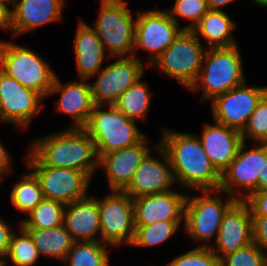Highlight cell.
Returning a JSON list of instances; mask_svg holds the SVG:
<instances>
[{"label":"cell","mask_w":267,"mask_h":266,"mask_svg":"<svg viewBox=\"0 0 267 266\" xmlns=\"http://www.w3.org/2000/svg\"><path fill=\"white\" fill-rule=\"evenodd\" d=\"M29 151L44 166L80 170L91 178L98 168L95 143L83 128H68L37 138Z\"/></svg>","instance_id":"obj_2"},{"label":"cell","mask_w":267,"mask_h":266,"mask_svg":"<svg viewBox=\"0 0 267 266\" xmlns=\"http://www.w3.org/2000/svg\"><path fill=\"white\" fill-rule=\"evenodd\" d=\"M236 23L223 10H209L192 29L197 38L203 37L208 48L231 47L237 40L231 34Z\"/></svg>","instance_id":"obj_25"},{"label":"cell","mask_w":267,"mask_h":266,"mask_svg":"<svg viewBox=\"0 0 267 266\" xmlns=\"http://www.w3.org/2000/svg\"><path fill=\"white\" fill-rule=\"evenodd\" d=\"M166 266H220V260L210 247H194L175 257Z\"/></svg>","instance_id":"obj_36"},{"label":"cell","mask_w":267,"mask_h":266,"mask_svg":"<svg viewBox=\"0 0 267 266\" xmlns=\"http://www.w3.org/2000/svg\"><path fill=\"white\" fill-rule=\"evenodd\" d=\"M27 168L37 177L43 197L65 205L87 197L91 177L80 170L44 166L29 150Z\"/></svg>","instance_id":"obj_9"},{"label":"cell","mask_w":267,"mask_h":266,"mask_svg":"<svg viewBox=\"0 0 267 266\" xmlns=\"http://www.w3.org/2000/svg\"><path fill=\"white\" fill-rule=\"evenodd\" d=\"M19 232L13 233L7 255L3 258L2 264L7 266L8 260L12 266H35L38 258L41 257L34 245L30 234L20 225ZM8 259V260H6Z\"/></svg>","instance_id":"obj_31"},{"label":"cell","mask_w":267,"mask_h":266,"mask_svg":"<svg viewBox=\"0 0 267 266\" xmlns=\"http://www.w3.org/2000/svg\"><path fill=\"white\" fill-rule=\"evenodd\" d=\"M98 209L100 242L112 248L123 243L131 245L135 233L133 198L123 191L111 190L98 199Z\"/></svg>","instance_id":"obj_10"},{"label":"cell","mask_w":267,"mask_h":266,"mask_svg":"<svg viewBox=\"0 0 267 266\" xmlns=\"http://www.w3.org/2000/svg\"><path fill=\"white\" fill-rule=\"evenodd\" d=\"M267 254L254 242L225 255L220 266H265Z\"/></svg>","instance_id":"obj_35"},{"label":"cell","mask_w":267,"mask_h":266,"mask_svg":"<svg viewBox=\"0 0 267 266\" xmlns=\"http://www.w3.org/2000/svg\"><path fill=\"white\" fill-rule=\"evenodd\" d=\"M212 165L222 174L236 158L243 140L241 132L214 121L205 123L198 135Z\"/></svg>","instance_id":"obj_21"},{"label":"cell","mask_w":267,"mask_h":266,"mask_svg":"<svg viewBox=\"0 0 267 266\" xmlns=\"http://www.w3.org/2000/svg\"><path fill=\"white\" fill-rule=\"evenodd\" d=\"M86 81L80 79L62 84L56 74L49 91L48 96L60 93L56 111L73 116V124L69 128H84L95 106L91 84Z\"/></svg>","instance_id":"obj_19"},{"label":"cell","mask_w":267,"mask_h":266,"mask_svg":"<svg viewBox=\"0 0 267 266\" xmlns=\"http://www.w3.org/2000/svg\"><path fill=\"white\" fill-rule=\"evenodd\" d=\"M33 239L40 256L55 258L63 262L75 243L64 225L50 229H25Z\"/></svg>","instance_id":"obj_26"},{"label":"cell","mask_w":267,"mask_h":266,"mask_svg":"<svg viewBox=\"0 0 267 266\" xmlns=\"http://www.w3.org/2000/svg\"><path fill=\"white\" fill-rule=\"evenodd\" d=\"M267 190V143H265V160L263 161V172L258 177V191Z\"/></svg>","instance_id":"obj_42"},{"label":"cell","mask_w":267,"mask_h":266,"mask_svg":"<svg viewBox=\"0 0 267 266\" xmlns=\"http://www.w3.org/2000/svg\"><path fill=\"white\" fill-rule=\"evenodd\" d=\"M158 144L165 150L175 182L181 189L217 190L221 174L212 165L198 135L162 128Z\"/></svg>","instance_id":"obj_1"},{"label":"cell","mask_w":267,"mask_h":266,"mask_svg":"<svg viewBox=\"0 0 267 266\" xmlns=\"http://www.w3.org/2000/svg\"><path fill=\"white\" fill-rule=\"evenodd\" d=\"M206 50L192 30H182L151 66L190 89L198 78Z\"/></svg>","instance_id":"obj_8"},{"label":"cell","mask_w":267,"mask_h":266,"mask_svg":"<svg viewBox=\"0 0 267 266\" xmlns=\"http://www.w3.org/2000/svg\"><path fill=\"white\" fill-rule=\"evenodd\" d=\"M77 26L73 41L77 72L80 79L88 80L102 70L103 61L110 56L89 24L80 20Z\"/></svg>","instance_id":"obj_24"},{"label":"cell","mask_w":267,"mask_h":266,"mask_svg":"<svg viewBox=\"0 0 267 266\" xmlns=\"http://www.w3.org/2000/svg\"><path fill=\"white\" fill-rule=\"evenodd\" d=\"M136 18L134 55L136 49L148 51V64L151 66L183 29L169 16L166 9L138 11Z\"/></svg>","instance_id":"obj_12"},{"label":"cell","mask_w":267,"mask_h":266,"mask_svg":"<svg viewBox=\"0 0 267 266\" xmlns=\"http://www.w3.org/2000/svg\"><path fill=\"white\" fill-rule=\"evenodd\" d=\"M136 122L113 105H95L83 129L95 143L98 156H103L135 145L145 137Z\"/></svg>","instance_id":"obj_4"},{"label":"cell","mask_w":267,"mask_h":266,"mask_svg":"<svg viewBox=\"0 0 267 266\" xmlns=\"http://www.w3.org/2000/svg\"><path fill=\"white\" fill-rule=\"evenodd\" d=\"M63 225L75 241H100L98 198L87 196L67 204Z\"/></svg>","instance_id":"obj_23"},{"label":"cell","mask_w":267,"mask_h":266,"mask_svg":"<svg viewBox=\"0 0 267 266\" xmlns=\"http://www.w3.org/2000/svg\"><path fill=\"white\" fill-rule=\"evenodd\" d=\"M44 97L22 86L0 69V119L3 122L28 129L33 117L40 111Z\"/></svg>","instance_id":"obj_15"},{"label":"cell","mask_w":267,"mask_h":266,"mask_svg":"<svg viewBox=\"0 0 267 266\" xmlns=\"http://www.w3.org/2000/svg\"><path fill=\"white\" fill-rule=\"evenodd\" d=\"M16 0H0L1 3L5 4L6 6H9L10 4L14 6Z\"/></svg>","instance_id":"obj_45"},{"label":"cell","mask_w":267,"mask_h":266,"mask_svg":"<svg viewBox=\"0 0 267 266\" xmlns=\"http://www.w3.org/2000/svg\"><path fill=\"white\" fill-rule=\"evenodd\" d=\"M144 65L139 57H118L117 61L100 70L91 92L95 105H113L119 96L144 74Z\"/></svg>","instance_id":"obj_13"},{"label":"cell","mask_w":267,"mask_h":266,"mask_svg":"<svg viewBox=\"0 0 267 266\" xmlns=\"http://www.w3.org/2000/svg\"><path fill=\"white\" fill-rule=\"evenodd\" d=\"M169 16L180 26L177 16L189 20L190 23L182 27L192 30L200 19L209 11L207 0H176L172 8L166 9Z\"/></svg>","instance_id":"obj_33"},{"label":"cell","mask_w":267,"mask_h":266,"mask_svg":"<svg viewBox=\"0 0 267 266\" xmlns=\"http://www.w3.org/2000/svg\"><path fill=\"white\" fill-rule=\"evenodd\" d=\"M0 69L22 86L47 97L56 76L55 71L31 48L0 42Z\"/></svg>","instance_id":"obj_7"},{"label":"cell","mask_w":267,"mask_h":266,"mask_svg":"<svg viewBox=\"0 0 267 266\" xmlns=\"http://www.w3.org/2000/svg\"><path fill=\"white\" fill-rule=\"evenodd\" d=\"M12 158L10 156V152L8 153L7 149L3 145L0 140V184L3 179H5V175L11 173L12 170Z\"/></svg>","instance_id":"obj_40"},{"label":"cell","mask_w":267,"mask_h":266,"mask_svg":"<svg viewBox=\"0 0 267 266\" xmlns=\"http://www.w3.org/2000/svg\"><path fill=\"white\" fill-rule=\"evenodd\" d=\"M65 0H16L11 9V32L13 36L47 23L62 20Z\"/></svg>","instance_id":"obj_22"},{"label":"cell","mask_w":267,"mask_h":266,"mask_svg":"<svg viewBox=\"0 0 267 266\" xmlns=\"http://www.w3.org/2000/svg\"><path fill=\"white\" fill-rule=\"evenodd\" d=\"M100 11L92 27L110 58L132 57L137 18L124 0H101ZM130 53V54H129Z\"/></svg>","instance_id":"obj_6"},{"label":"cell","mask_w":267,"mask_h":266,"mask_svg":"<svg viewBox=\"0 0 267 266\" xmlns=\"http://www.w3.org/2000/svg\"><path fill=\"white\" fill-rule=\"evenodd\" d=\"M15 229L9 225V223L4 220L2 216H0V259L3 260V258L7 255L9 247H10V241L11 237Z\"/></svg>","instance_id":"obj_39"},{"label":"cell","mask_w":267,"mask_h":266,"mask_svg":"<svg viewBox=\"0 0 267 266\" xmlns=\"http://www.w3.org/2000/svg\"><path fill=\"white\" fill-rule=\"evenodd\" d=\"M9 199L14 208L24 214L30 213L44 199L40 183L32 171L22 175L13 186Z\"/></svg>","instance_id":"obj_30"},{"label":"cell","mask_w":267,"mask_h":266,"mask_svg":"<svg viewBox=\"0 0 267 266\" xmlns=\"http://www.w3.org/2000/svg\"><path fill=\"white\" fill-rule=\"evenodd\" d=\"M141 78L122 93L113 106L131 120H147L151 90Z\"/></svg>","instance_id":"obj_27"},{"label":"cell","mask_w":267,"mask_h":266,"mask_svg":"<svg viewBox=\"0 0 267 266\" xmlns=\"http://www.w3.org/2000/svg\"><path fill=\"white\" fill-rule=\"evenodd\" d=\"M253 242V221L250 208L244 200H236L224 213L215 245L210 249L221 260ZM217 247V248H216Z\"/></svg>","instance_id":"obj_17"},{"label":"cell","mask_w":267,"mask_h":266,"mask_svg":"<svg viewBox=\"0 0 267 266\" xmlns=\"http://www.w3.org/2000/svg\"><path fill=\"white\" fill-rule=\"evenodd\" d=\"M246 145L243 141L236 158L221 174L219 189L236 200H245L251 193L258 191V177L263 172L265 143H256L250 150H247Z\"/></svg>","instance_id":"obj_11"},{"label":"cell","mask_w":267,"mask_h":266,"mask_svg":"<svg viewBox=\"0 0 267 266\" xmlns=\"http://www.w3.org/2000/svg\"><path fill=\"white\" fill-rule=\"evenodd\" d=\"M11 30V9L0 2V29Z\"/></svg>","instance_id":"obj_41"},{"label":"cell","mask_w":267,"mask_h":266,"mask_svg":"<svg viewBox=\"0 0 267 266\" xmlns=\"http://www.w3.org/2000/svg\"><path fill=\"white\" fill-rule=\"evenodd\" d=\"M266 93L267 86L248 87L245 81L211 101L213 121L242 132Z\"/></svg>","instance_id":"obj_14"},{"label":"cell","mask_w":267,"mask_h":266,"mask_svg":"<svg viewBox=\"0 0 267 266\" xmlns=\"http://www.w3.org/2000/svg\"><path fill=\"white\" fill-rule=\"evenodd\" d=\"M244 201L252 216H267V190L253 192Z\"/></svg>","instance_id":"obj_37"},{"label":"cell","mask_w":267,"mask_h":266,"mask_svg":"<svg viewBox=\"0 0 267 266\" xmlns=\"http://www.w3.org/2000/svg\"><path fill=\"white\" fill-rule=\"evenodd\" d=\"M234 0H207L209 10L222 11V7L231 4Z\"/></svg>","instance_id":"obj_43"},{"label":"cell","mask_w":267,"mask_h":266,"mask_svg":"<svg viewBox=\"0 0 267 266\" xmlns=\"http://www.w3.org/2000/svg\"><path fill=\"white\" fill-rule=\"evenodd\" d=\"M253 242L267 254V216H252Z\"/></svg>","instance_id":"obj_38"},{"label":"cell","mask_w":267,"mask_h":266,"mask_svg":"<svg viewBox=\"0 0 267 266\" xmlns=\"http://www.w3.org/2000/svg\"><path fill=\"white\" fill-rule=\"evenodd\" d=\"M65 204L43 199L30 213L21 220L24 229H50L63 224Z\"/></svg>","instance_id":"obj_29"},{"label":"cell","mask_w":267,"mask_h":266,"mask_svg":"<svg viewBox=\"0 0 267 266\" xmlns=\"http://www.w3.org/2000/svg\"><path fill=\"white\" fill-rule=\"evenodd\" d=\"M107 246L100 241H75L63 263L66 266H109Z\"/></svg>","instance_id":"obj_28"},{"label":"cell","mask_w":267,"mask_h":266,"mask_svg":"<svg viewBox=\"0 0 267 266\" xmlns=\"http://www.w3.org/2000/svg\"><path fill=\"white\" fill-rule=\"evenodd\" d=\"M242 140L253 143H267V93L261 98L251 114L246 127L241 132Z\"/></svg>","instance_id":"obj_34"},{"label":"cell","mask_w":267,"mask_h":266,"mask_svg":"<svg viewBox=\"0 0 267 266\" xmlns=\"http://www.w3.org/2000/svg\"><path fill=\"white\" fill-rule=\"evenodd\" d=\"M245 82L238 44L231 47L207 48L203 64L190 91L203 89L201 102L226 93Z\"/></svg>","instance_id":"obj_3"},{"label":"cell","mask_w":267,"mask_h":266,"mask_svg":"<svg viewBox=\"0 0 267 266\" xmlns=\"http://www.w3.org/2000/svg\"><path fill=\"white\" fill-rule=\"evenodd\" d=\"M153 147L160 155L159 158L152 156L150 151L122 190L132 198L171 191L170 188L176 184L165 150L158 143Z\"/></svg>","instance_id":"obj_16"},{"label":"cell","mask_w":267,"mask_h":266,"mask_svg":"<svg viewBox=\"0 0 267 266\" xmlns=\"http://www.w3.org/2000/svg\"><path fill=\"white\" fill-rule=\"evenodd\" d=\"M147 137L139 143L98 156V166L103 168L110 190L122 191L131 181L134 172L151 151Z\"/></svg>","instance_id":"obj_20"},{"label":"cell","mask_w":267,"mask_h":266,"mask_svg":"<svg viewBox=\"0 0 267 266\" xmlns=\"http://www.w3.org/2000/svg\"><path fill=\"white\" fill-rule=\"evenodd\" d=\"M200 192L201 196L195 194L186 197L183 227L194 241H202L200 247H210L208 243L216 240L224 213L236 199L220 189ZM214 193L220 195L212 197ZM222 194L228 196L226 201H223Z\"/></svg>","instance_id":"obj_5"},{"label":"cell","mask_w":267,"mask_h":266,"mask_svg":"<svg viewBox=\"0 0 267 266\" xmlns=\"http://www.w3.org/2000/svg\"><path fill=\"white\" fill-rule=\"evenodd\" d=\"M183 221H157L149 225H135L131 246L150 247L172 238Z\"/></svg>","instance_id":"obj_32"},{"label":"cell","mask_w":267,"mask_h":266,"mask_svg":"<svg viewBox=\"0 0 267 266\" xmlns=\"http://www.w3.org/2000/svg\"><path fill=\"white\" fill-rule=\"evenodd\" d=\"M255 4L267 7V0H252Z\"/></svg>","instance_id":"obj_44"},{"label":"cell","mask_w":267,"mask_h":266,"mask_svg":"<svg viewBox=\"0 0 267 266\" xmlns=\"http://www.w3.org/2000/svg\"><path fill=\"white\" fill-rule=\"evenodd\" d=\"M187 194L166 191L133 198L134 224L149 225L157 221H184Z\"/></svg>","instance_id":"obj_18"}]
</instances>
